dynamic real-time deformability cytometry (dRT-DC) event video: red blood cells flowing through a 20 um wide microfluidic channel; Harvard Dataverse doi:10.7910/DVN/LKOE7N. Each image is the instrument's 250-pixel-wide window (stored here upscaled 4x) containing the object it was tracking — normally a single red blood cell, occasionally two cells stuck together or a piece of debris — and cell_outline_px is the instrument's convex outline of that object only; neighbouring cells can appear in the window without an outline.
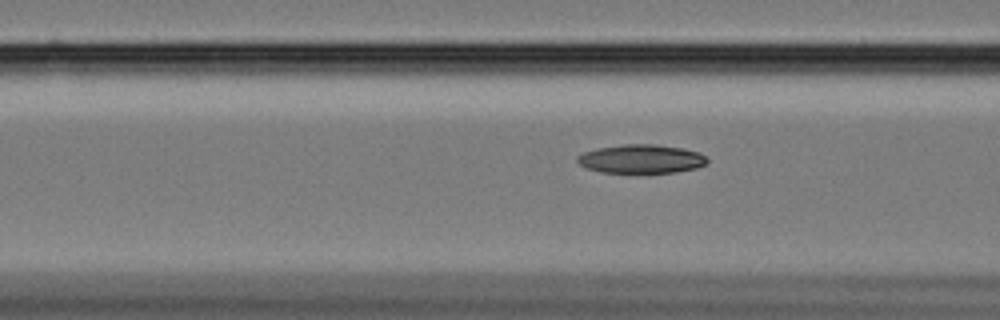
{"species": "Egyptian fruit bat (a non-hibernating species)", "species_latin": "Rousettus aegyptiacus", "temperature_condition": "cold", "stored_images_in_passage": 12, "camera_frame_rate_fps": 3000, "um_per_image_px": 0.085, "animal": {"sex": "female"}, "frame": {"image": 1, "passage_image": 10, "time_ms": 3.0, "image_size_px": [1000, 320], "cell_outline_px": [[708, 164], [696, 168], [676, 172], [600, 172], [584, 168], [576, 160], [576, 156], [584, 152], [596, 148], [624, 144], [656, 144], [680, 148], [700, 152], [708, 160]], "centroid_in_image_um": [54.48, 13.5], "position_along_channel_um": 112.1, "area_um2": 21.79}}